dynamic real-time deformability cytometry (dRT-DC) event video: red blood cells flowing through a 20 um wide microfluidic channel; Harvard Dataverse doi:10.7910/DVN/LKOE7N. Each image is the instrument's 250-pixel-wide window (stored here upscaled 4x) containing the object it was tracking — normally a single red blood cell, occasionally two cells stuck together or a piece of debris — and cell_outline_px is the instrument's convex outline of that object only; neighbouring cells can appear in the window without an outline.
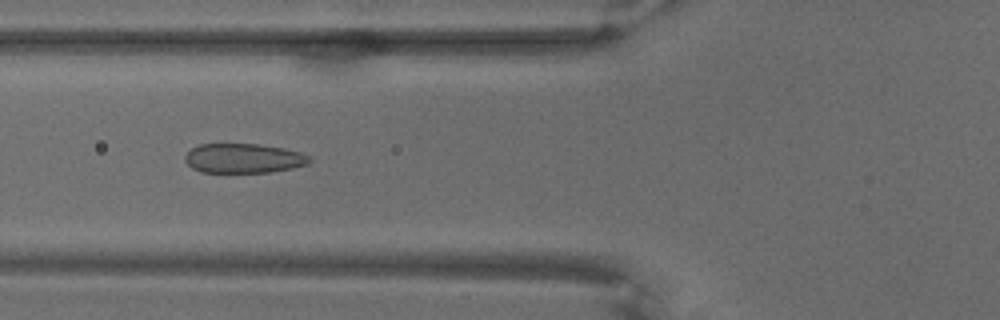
{"species": "common noctule bat (a hibernating species)", "species_latin": "Nyctalus noctula", "temperature_condition": "warm", "stored_images_in_passage": 70, "camera_frame_rate_fps": 3000, "um_per_image_px": 0.085, "animal": {"sex": "male", "body_mass_g": 18.8}, "frame": {"image": 1, "passage_image": 27, "time_ms": 8.667, "image_size_px": [1000, 320], "cell_outline_px": [[312, 160], [308, 164], [292, 168], [268, 172], [200, 172], [192, 168], [184, 160], [184, 156], [192, 148], [200, 144], [260, 144], [284, 148], [300, 152], [308, 156]], "centroid_in_image_um": [20.69, 13.45], "position_along_channel_um": 105.1, "area_um2": 21.39}}
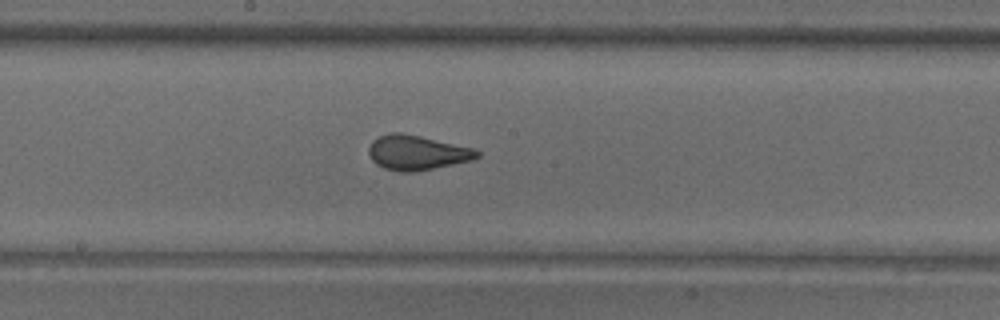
{"frame": {"image": 2, "passage_image": 38, "time_ms": 12.333, "image_size_px": [1000, 320], "cell_outline_px": [[480, 156], [472, 160], [412, 172], [400, 172], [384, 168], [376, 164], [372, 160], [368, 152], [368, 148], [372, 140], [380, 136], [392, 132], [400, 132], [420, 136], [472, 148], [480, 152]], "centroid_in_image_um": [35.4, 12.97], "position_along_channel_um": 212.8, "area_um2": 21.68}}
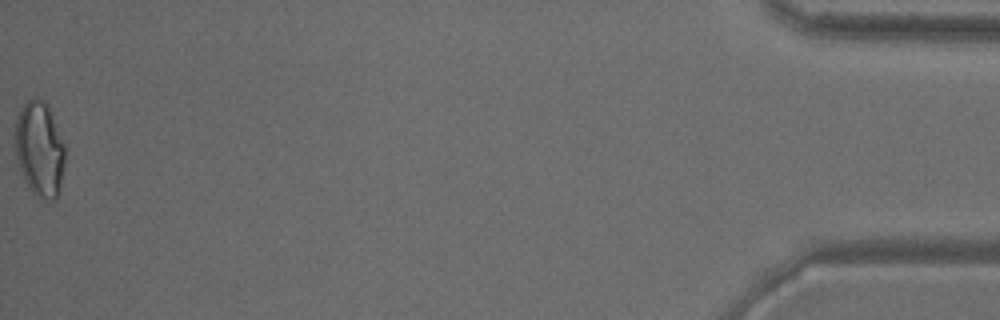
{"frame": {"image": 3, "passage_image": 70, "time_ms": 23.0, "image_size_px": [1000, 320], "cell_outline_px": [[64, 164], [60, 192], [56, 200], [52, 200], [36, 196], [28, 188], [24, 180], [16, 160], [16, 120], [24, 104], [28, 100], [36, 96], [44, 100], [48, 104], [64, 144]], "centroid_in_image_um": [3.38, 12.69], "position_along_channel_um": 431.8, "area_um2": 27.69}}